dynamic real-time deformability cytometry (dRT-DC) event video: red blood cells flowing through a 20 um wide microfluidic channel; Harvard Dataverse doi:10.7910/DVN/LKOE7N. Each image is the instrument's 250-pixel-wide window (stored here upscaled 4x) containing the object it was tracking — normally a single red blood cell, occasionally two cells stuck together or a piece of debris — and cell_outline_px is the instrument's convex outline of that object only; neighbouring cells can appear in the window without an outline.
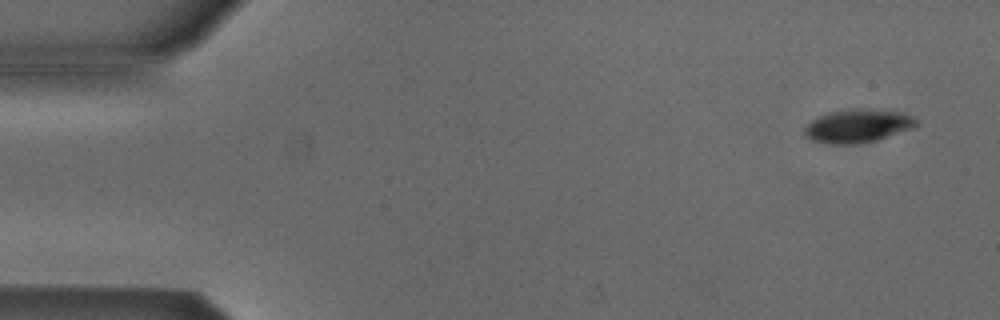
{"species": "Egyptian fruit bat (a non-hibernating species)", "species_latin": "Rousettus aegyptiacus", "temperature_condition": "cold", "stored_images_in_passage": 5, "camera_frame_rate_fps": 3000, "um_per_image_px": 0.085, "animal": {"sex": "male"}, "frame": {"image": 1, "passage_image": 1, "time_ms": 0.0, "image_size_px": [1000, 320], "cell_outline_px": [[920, 124], [912, 128], [876, 140], [860, 144], [828, 144], [812, 140], [804, 136], [804, 128], [812, 120], [828, 112], [856, 108], [872, 108], [904, 112], [912, 116]], "centroid_in_image_um": [72.92, 10.69], "position_along_channel_um": 12.1, "area_um2": 21.96}}